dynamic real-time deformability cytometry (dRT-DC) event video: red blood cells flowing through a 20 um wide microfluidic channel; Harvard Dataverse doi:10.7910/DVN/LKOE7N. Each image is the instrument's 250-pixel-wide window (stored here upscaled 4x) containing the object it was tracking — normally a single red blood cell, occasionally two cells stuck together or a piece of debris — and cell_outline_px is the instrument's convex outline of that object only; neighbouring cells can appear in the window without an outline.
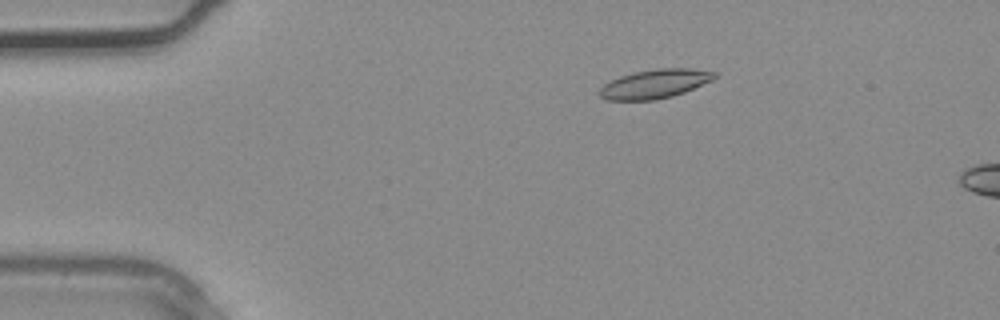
{"species": "common noctule bat (a hibernating species)", "species_latin": "Nyctalus noctula", "temperature_condition": "warm", "stored_images_in_passage": 3, "camera_frame_rate_fps": 3000, "um_per_image_px": 0.085, "animal": {"sex": "male", "body_mass_g": 20.4}, "frame": {"image": 1, "passage_image": 2, "time_ms": 0.333, "image_size_px": [1000, 320], "cell_outline_px": [[716, 76], [712, 80], [684, 92], [672, 96], [656, 100], [608, 100], [600, 96], [596, 92], [604, 84], [620, 76], [636, 72], [656, 68], [692, 68], [716, 72]], "centroid_in_image_um": [55.64, 7.13], "position_along_channel_um": 29.4, "area_um2": 19.36}}